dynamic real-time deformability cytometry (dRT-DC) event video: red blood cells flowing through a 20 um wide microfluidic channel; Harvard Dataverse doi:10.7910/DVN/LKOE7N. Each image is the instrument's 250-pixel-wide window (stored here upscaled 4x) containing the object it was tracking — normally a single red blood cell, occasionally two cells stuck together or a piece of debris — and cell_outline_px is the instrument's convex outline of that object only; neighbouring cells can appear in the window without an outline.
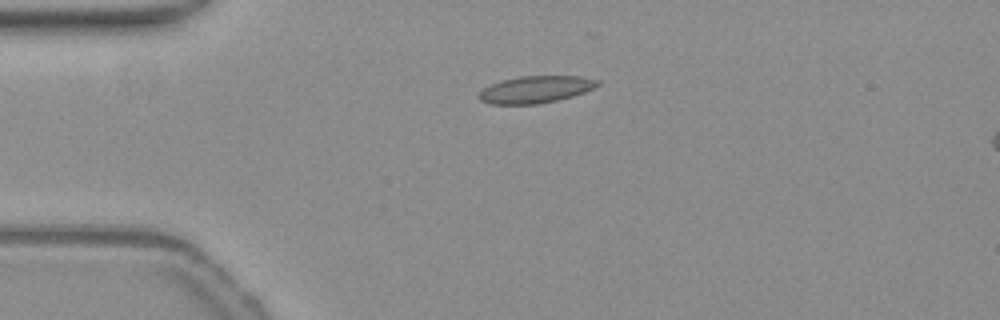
{"species": "common noctule bat (a hibernating species)", "species_latin": "Nyctalus noctula", "temperature_condition": "warm", "stored_images_in_passage": 37, "camera_frame_rate_fps": 3000, "um_per_image_px": 0.085, "animal": {"sex": "female", "body_mass_g": 19.3, "forearm_length_mm": 54.1}, "frame": {"image": 1, "passage_image": 1, "time_ms": 0.0, "image_size_px": [1000, 320], "cell_outline_px": [[600, 84], [596, 88], [572, 96], [540, 104], [488, 104], [480, 100], [476, 96], [484, 88], [492, 84], [504, 80], [520, 76], [580, 76], [600, 80]], "centroid_in_image_um": [45.55, 7.61], "position_along_channel_um": 39.5, "area_um2": 18.73}}
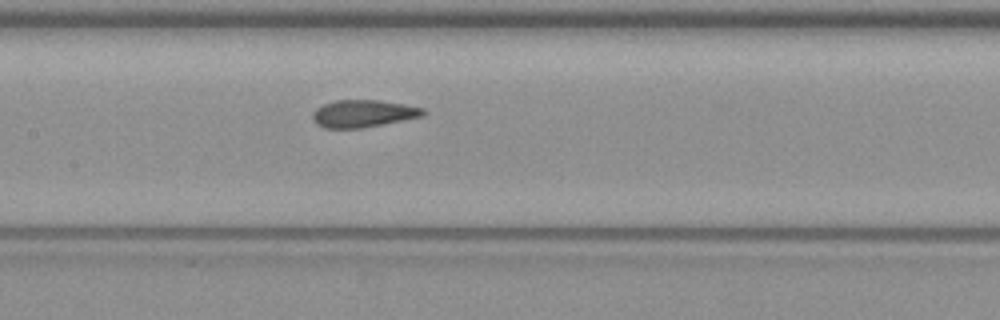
{"frame": {"image": 2, "passage_image": 14, "time_ms": 4.333, "image_size_px": [1000, 320], "cell_outline_px": [[428, 112], [424, 116], [360, 128], [324, 128], [316, 124], [312, 116], [316, 108], [324, 104], [336, 100], [376, 100], [404, 104], [424, 108]], "centroid_in_image_um": [30.89, 9.65], "position_along_channel_um": 176.5, "area_um2": 17.51}}
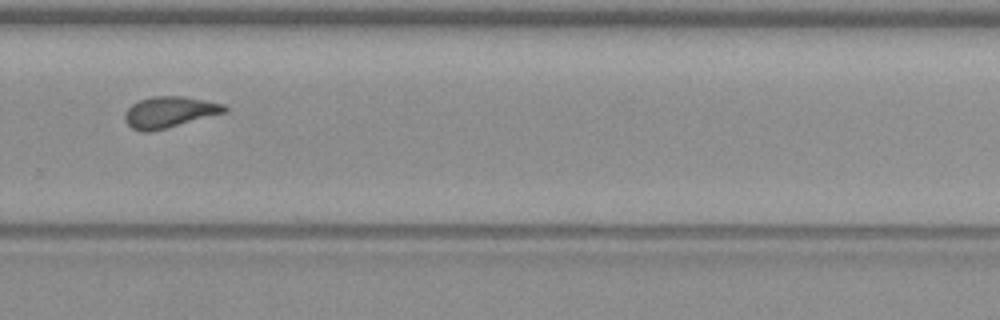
{"frame": {"image": 3, "passage_image": 25, "time_ms": 8.0, "image_size_px": [1000, 320], "cell_outline_px": [[228, 112], [152, 132], [140, 132], [132, 128], [124, 120], [124, 112], [132, 104], [140, 100], [152, 96], [184, 96], [208, 100], [224, 104], [228, 108]], "centroid_in_image_um": [14.42, 9.53], "position_along_channel_um": 315.4, "area_um2": 18.44}, "authors_computed_cell_mechanics": {"area_um2": 17.8602, "velocity_mm_per_s": 3.7965, "shape_relaxation_time_tau1_ms": null, "shape_relaxation_time_tau2_ms": 1.4571, "deformation_change_tau1": null, "deformation_change_tau2": 0.0737}}